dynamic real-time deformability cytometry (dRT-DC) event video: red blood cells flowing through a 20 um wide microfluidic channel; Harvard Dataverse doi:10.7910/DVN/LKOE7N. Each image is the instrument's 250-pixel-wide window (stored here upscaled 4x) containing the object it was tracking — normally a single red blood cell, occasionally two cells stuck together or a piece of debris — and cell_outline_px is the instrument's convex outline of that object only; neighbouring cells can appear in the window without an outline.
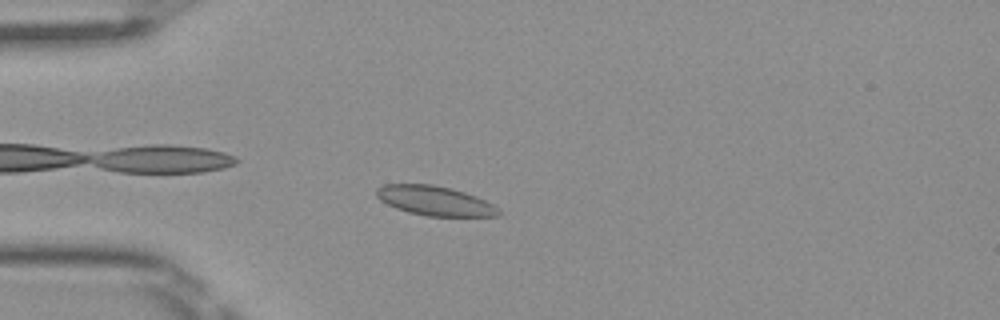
{"species": "Egyptian fruit bat (a non-hibernating species)", "species_latin": "Rousettus aegyptiacus", "temperature_condition": "room temperature", "stored_images_in_passage": 42, "camera_frame_rate_fps": 3000, "um_per_image_px": 0.085, "frame": {"image": 1, "passage_image": 5, "time_ms": 1.333, "image_size_px": [1000, 320], "cell_outline_px": [[500, 216], [428, 216], [408, 212], [396, 208], [380, 200], [376, 196], [376, 188], [384, 184], [432, 184], [452, 188], [476, 196], [500, 208]], "centroid_in_image_um": [36.96, 17.06], "position_along_channel_um": 48.0, "area_um2": 21.04}}
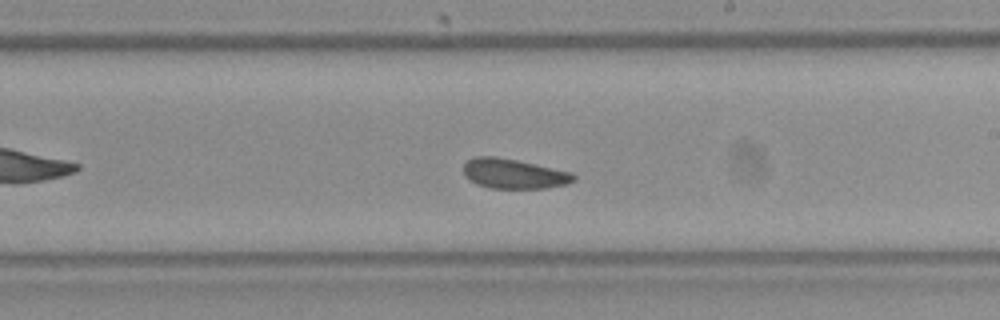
{"frame": {"image": 2, "passage_image": 21, "time_ms": 6.667, "image_size_px": [1000, 320], "cell_outline_px": [[576, 180], [564, 184], [544, 188], [492, 188], [476, 184], [468, 180], [464, 176], [464, 164], [468, 160], [476, 156], [496, 156], [516, 160], [572, 172], [576, 176]], "centroid_in_image_um": [43.64, 14.76], "position_along_channel_um": 245.4, "area_um2": 19.07}}
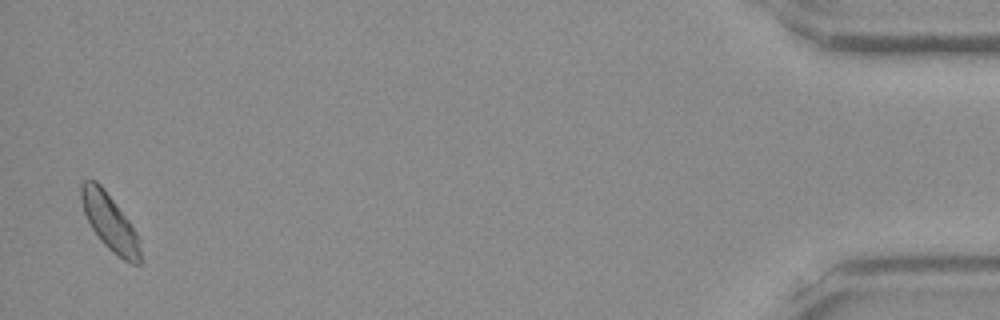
{"frame": {"image": 3, "passage_image": 41, "time_ms": 13.333, "image_size_px": [1000, 320], "cell_outline_px": [[144, 260], [140, 264], [132, 264], [124, 260], [112, 252], [100, 240], [92, 228], [84, 212], [80, 200], [80, 184], [84, 180], [96, 180], [104, 188], [128, 220], [136, 232]], "centroid_in_image_um": [9.34, 18.91], "position_along_channel_um": 425.9, "area_um2": 19.54}, "authors_computed_cell_mechanics": {"area_um2": 19.6231, "velocity_mm_per_s": 4.0022, "shape_relaxation_time_tau1_ms": null, "shape_relaxation_time_tau2_ms": 1.8923, "deformation_change_tau1": null, "deformation_change_tau2": 0.0409}}